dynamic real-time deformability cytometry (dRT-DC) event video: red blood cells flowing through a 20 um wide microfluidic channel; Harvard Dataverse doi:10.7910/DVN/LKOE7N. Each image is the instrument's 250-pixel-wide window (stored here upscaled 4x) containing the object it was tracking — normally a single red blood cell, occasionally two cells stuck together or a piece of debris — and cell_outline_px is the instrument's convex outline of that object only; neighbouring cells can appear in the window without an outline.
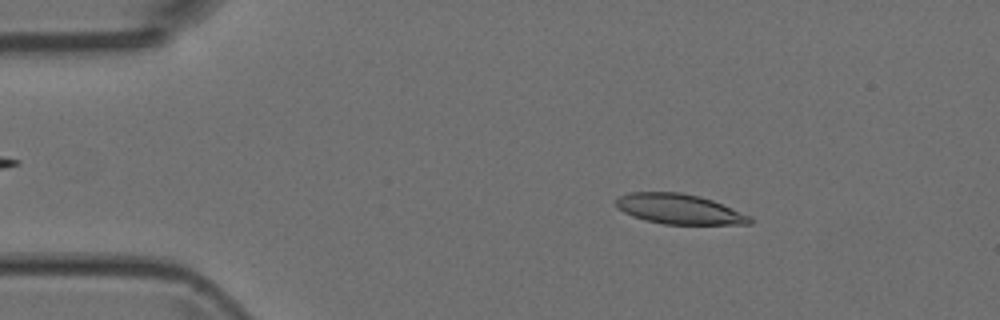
{"species": "Egyptian fruit bat (a non-hibernating species)", "species_latin": "Rousettus aegyptiacus", "temperature_condition": "room temperature", "stored_images_in_passage": 14, "camera_frame_rate_fps": 3000, "um_per_image_px": 0.085, "animal": {"sex": "female"}, "frame": {"image": 1, "passage_image": 7, "time_ms": 2.0, "image_size_px": [1000, 320], "cell_outline_px": [[752, 224], [664, 224], [644, 220], [632, 216], [616, 208], [616, 200], [620, 196], [628, 192], [680, 192], [700, 196], [712, 200], [752, 216]], "centroid_in_image_um": [57.72, 17.77], "position_along_channel_um": 27.3, "area_um2": 23.52}}